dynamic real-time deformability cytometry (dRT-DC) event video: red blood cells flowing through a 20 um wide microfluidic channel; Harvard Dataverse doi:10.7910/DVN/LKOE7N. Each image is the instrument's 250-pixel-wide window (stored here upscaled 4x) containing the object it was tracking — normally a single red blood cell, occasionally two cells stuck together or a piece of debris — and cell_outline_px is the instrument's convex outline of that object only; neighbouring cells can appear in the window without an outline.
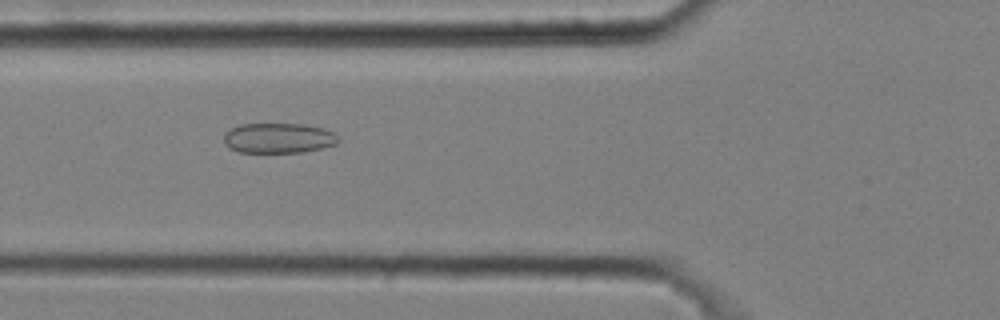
{"species": "common noctule bat (a hibernating species)", "species_latin": "Nyctalus noctula", "temperature_condition": "cold", "stored_images_in_passage": 49, "camera_frame_rate_fps": 3000, "um_per_image_px": 0.085, "animal": {"sex": "male", "body_mass_g": 20.4}, "frame": {"image": 1, "passage_image": 20, "time_ms": 6.333, "image_size_px": [1000, 320], "cell_outline_px": [[340, 140], [336, 144], [324, 148], [300, 152], [236, 152], [228, 148], [224, 144], [224, 132], [240, 124], [304, 124], [324, 128], [340, 136]], "centroid_in_image_um": [23.67, 11.74], "position_along_channel_um": 102.1, "area_um2": 20.35}}
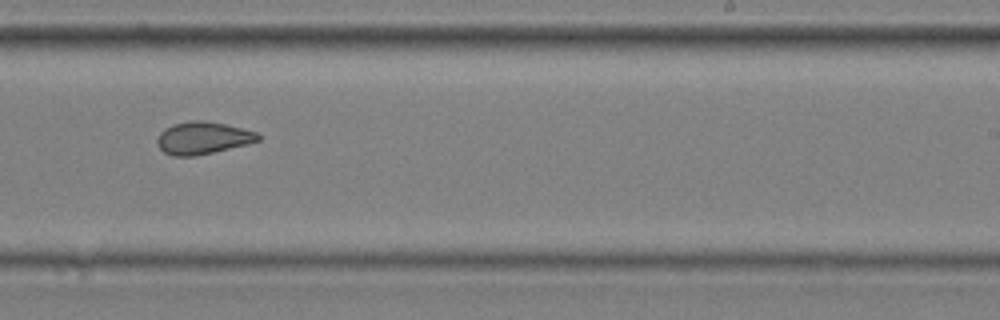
{"frame": {"image": 2, "passage_image": 34, "time_ms": 11.0, "image_size_px": [1000, 320], "cell_outline_px": [[260, 140], [248, 144], [196, 156], [172, 156], [164, 152], [156, 144], [156, 140], [160, 132], [164, 128], [172, 124], [188, 120], [204, 120], [224, 124], [256, 132], [260, 136]], "centroid_in_image_um": [17.19, 11.72], "position_along_channel_um": 271.8, "area_um2": 19.13}}
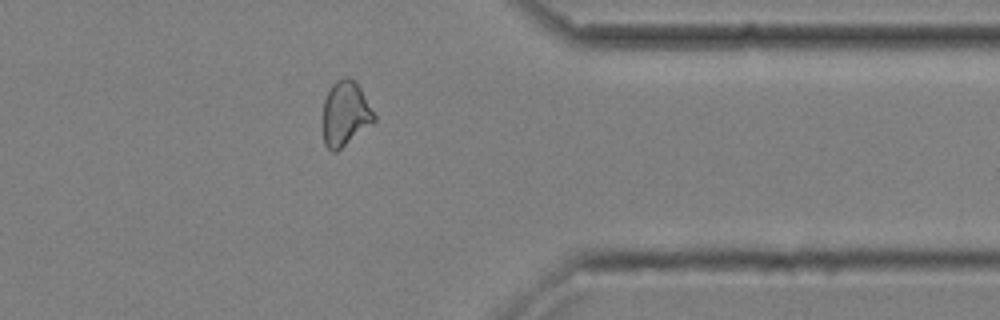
{"frame": {"image": 3, "passage_image": 44, "time_ms": 14.333, "image_size_px": [1000, 320], "cell_outline_px": [[376, 120], [336, 152], [332, 152], [324, 144], [324, 100], [332, 84], [336, 80], [344, 76], [348, 76], [360, 88], [376, 116]], "centroid_in_image_um": [29.35, 9.65], "position_along_channel_um": 382.1, "area_um2": 18.96}, "authors_computed_cell_mechanics": {"area_um2": 19.4208, "velocity_mm_per_s": 3.6408, "shape_relaxation_time_tau1_ms": null, "shape_relaxation_time_tau2_ms": 2.1594, "deformation_change_tau1": null, "deformation_change_tau2": 0.0841}}